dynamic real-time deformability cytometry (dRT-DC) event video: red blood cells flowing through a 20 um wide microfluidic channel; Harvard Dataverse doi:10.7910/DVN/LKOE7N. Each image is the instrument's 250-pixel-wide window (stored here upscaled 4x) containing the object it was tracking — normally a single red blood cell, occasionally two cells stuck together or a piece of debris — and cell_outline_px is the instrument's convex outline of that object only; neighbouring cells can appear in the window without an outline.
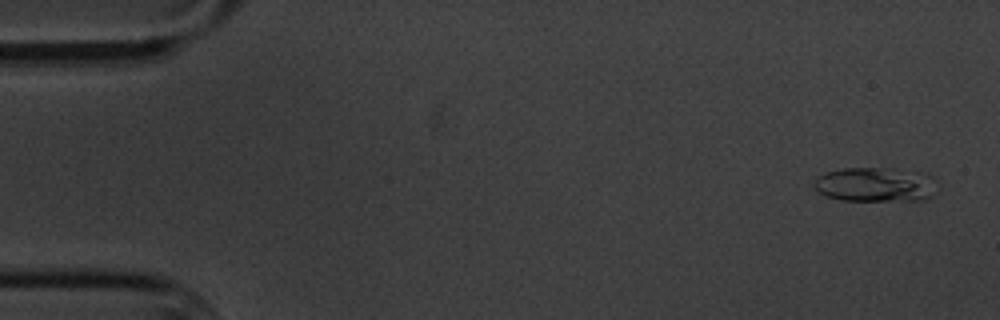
{"species": "common noctule bat (a hibernating species)", "species_latin": "Nyctalus noctula", "temperature_condition": "cold", "stored_images_in_passage": 6, "camera_frame_rate_fps": 3000, "um_per_image_px": 0.085, "animal": {"sex": "male", "body_mass_g": 20.1, "forearm_length_mm": 53.5}, "frame": {"image": 1, "passage_image": 1, "time_ms": 0.0, "image_size_px": [1000, 320], "cell_outline_px": [[936, 192], [928, 200], [840, 200], [816, 192], [812, 184], [820, 176], [828, 172], [844, 168], [892, 168], [928, 172], [932, 176]], "centroid_in_image_um": [74.46, 15.68], "position_along_channel_um": 10.5, "area_um2": 24.97}}